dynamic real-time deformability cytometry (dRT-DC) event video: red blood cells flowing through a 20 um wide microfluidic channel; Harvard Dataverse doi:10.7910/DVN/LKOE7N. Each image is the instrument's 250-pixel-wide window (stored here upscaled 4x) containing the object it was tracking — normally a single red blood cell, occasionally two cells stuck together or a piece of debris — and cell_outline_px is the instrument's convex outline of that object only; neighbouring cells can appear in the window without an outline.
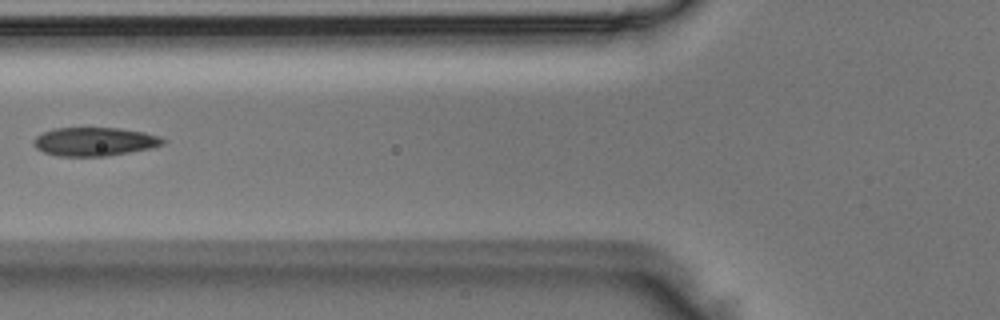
{"species": "Egyptian fruit bat (a non-hibernating species)", "species_latin": "Rousettus aegyptiacus", "temperature_condition": "room temperature", "stored_images_in_passage": 6, "camera_frame_rate_fps": 3000, "um_per_image_px": 0.085, "animal": {"sex": "male"}, "frame": {"image": 1, "passage_image": 5, "time_ms": 1.333, "image_size_px": [1000, 320], "cell_outline_px": [[168, 140], [164, 144], [152, 148], [104, 156], [56, 156], [44, 152], [36, 148], [32, 144], [32, 140], [36, 136], [44, 132], [56, 128], [120, 128], [144, 132], [160, 136]], "centroid_in_image_um": [8.05, 12.03], "position_along_channel_um": 117.8, "area_um2": 21.62}}